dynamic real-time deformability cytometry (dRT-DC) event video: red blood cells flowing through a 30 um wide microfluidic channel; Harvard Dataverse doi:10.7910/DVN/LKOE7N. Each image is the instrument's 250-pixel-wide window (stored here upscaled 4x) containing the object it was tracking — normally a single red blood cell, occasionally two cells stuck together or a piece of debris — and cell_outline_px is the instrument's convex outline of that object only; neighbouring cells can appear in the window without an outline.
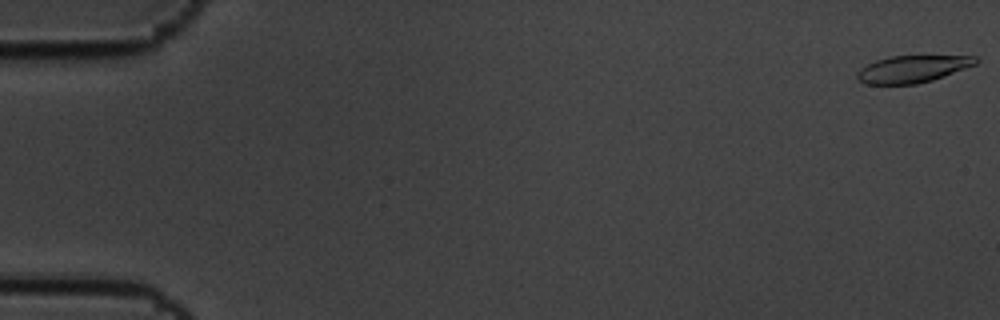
{"species": "common noctule bat (a hibernating species)", "species_latin": "Nyctalus noctula", "temperature_condition": "cold", "stored_images_in_passage": 5, "camera_frame_rate_fps": 3000, "um_per_image_px": 0.085, "animal": {"sex": "male", "body_mass_g": 19.5, "forearm_length_mm": 54.6}, "frame": {"image": 1, "passage_image": 1, "time_ms": 0.0, "image_size_px": [1000, 320], "cell_outline_px": [[980, 60], [976, 64], [944, 76], [932, 80], [916, 84], [868, 84], [860, 80], [856, 76], [856, 72], [860, 68], [876, 60], [892, 56], [976, 56]], "centroid_in_image_um": [77.57, 5.86], "position_along_channel_um": 7.4, "area_um2": 18.55}}
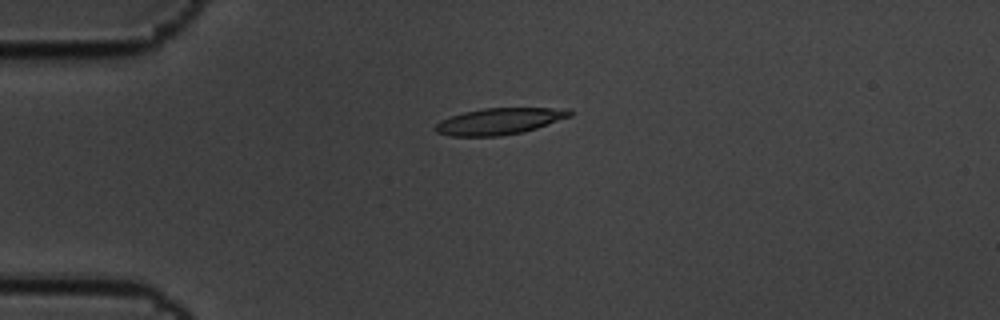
{"frame": {"image": 2, "passage_image": 4, "time_ms": 1.0, "image_size_px": [1000, 320], "cell_outline_px": [[572, 116], [524, 132], [500, 136], [448, 136], [436, 132], [432, 128], [440, 120], [464, 112], [484, 108], [568, 108], [572, 112]], "centroid_in_image_um": [42.44, 10.31], "position_along_channel_um": 42.6, "area_um2": 20.81}}